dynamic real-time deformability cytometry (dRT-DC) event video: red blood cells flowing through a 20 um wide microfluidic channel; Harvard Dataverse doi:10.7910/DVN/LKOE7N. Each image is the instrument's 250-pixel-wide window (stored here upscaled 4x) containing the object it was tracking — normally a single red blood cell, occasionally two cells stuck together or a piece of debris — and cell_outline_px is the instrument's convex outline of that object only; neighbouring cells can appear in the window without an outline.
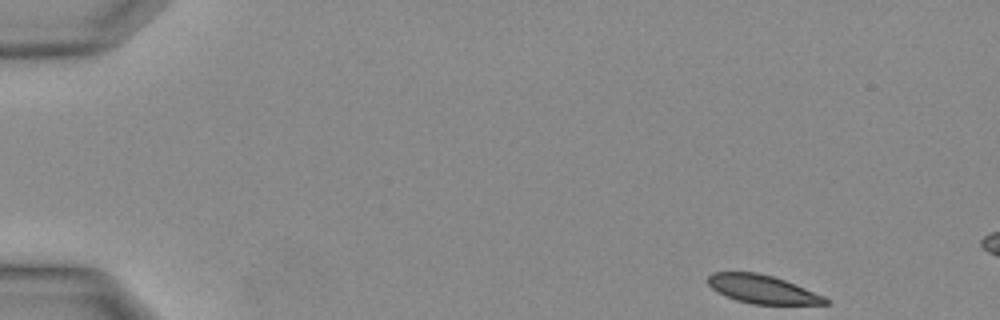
{"species": "Egyptian fruit bat (a non-hibernating species)", "species_latin": "Rousettus aegyptiacus", "temperature_condition": "warm", "stored_images_in_passage": 5, "camera_frame_rate_fps": 3000, "um_per_image_px": 0.085, "animal": {"sex": "female"}, "frame": {"image": 1, "passage_image": 1, "time_ms": 0.0, "image_size_px": [1000, 320], "cell_outline_px": [[828, 304], [752, 304], [736, 300], [712, 288], [708, 284], [708, 276], [712, 272], [756, 272], [772, 276], [796, 284], [824, 296], [828, 300]], "centroid_in_image_um": [64.81, 24.58], "position_along_channel_um": 20.2, "area_um2": 19.19}}